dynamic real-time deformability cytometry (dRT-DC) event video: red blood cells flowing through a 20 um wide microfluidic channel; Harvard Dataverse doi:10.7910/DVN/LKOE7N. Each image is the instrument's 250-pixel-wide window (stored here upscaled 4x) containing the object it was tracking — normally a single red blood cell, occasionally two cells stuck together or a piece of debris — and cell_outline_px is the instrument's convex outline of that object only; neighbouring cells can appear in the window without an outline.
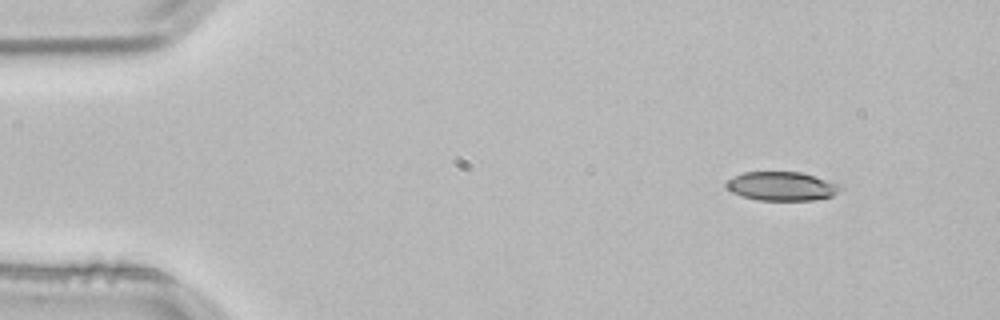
{"species": "common noctule bat (a hibernating species)", "species_latin": "Nyctalus noctula", "temperature_condition": "room temperature", "stored_images_in_passage": 5, "camera_frame_rate_fps": 3000, "um_per_image_px": 0.085, "animal": {"sex": "male", "body_mass_g": 21.5, "forearm_length_mm": 52.0}, "frame": {"image": 1, "passage_image": 5, "time_ms": 1.333, "image_size_px": [1000, 320], "cell_outline_px": [[844, 188], [832, 196], [812, 200], [756, 200], [732, 192], [724, 184], [732, 176], [744, 172], [800, 172], [844, 184]], "centroid_in_image_um": [66.5, 15.82], "position_along_channel_um": 18.5, "area_um2": 19.36}}